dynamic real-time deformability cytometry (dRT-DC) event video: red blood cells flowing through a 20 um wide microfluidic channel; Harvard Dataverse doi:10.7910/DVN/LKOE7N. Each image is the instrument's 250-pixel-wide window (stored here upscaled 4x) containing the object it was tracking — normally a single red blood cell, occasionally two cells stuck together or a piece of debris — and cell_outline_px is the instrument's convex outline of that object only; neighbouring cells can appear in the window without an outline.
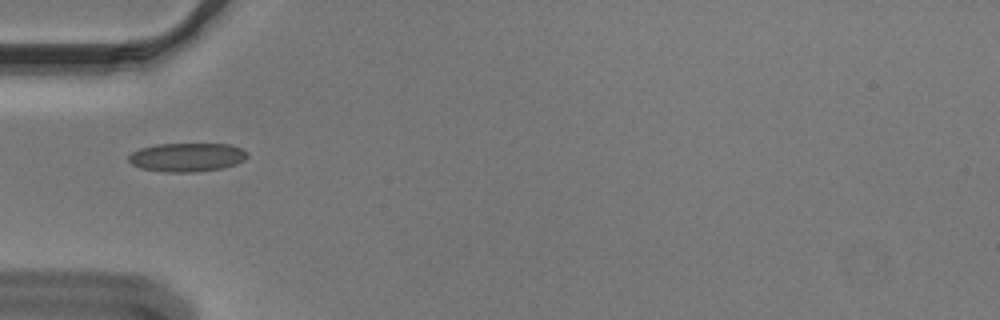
{"species": "Egyptian fruit bat (a non-hibernating species)", "species_latin": "Rousettus aegyptiacus", "temperature_condition": "cold", "stored_images_in_passage": 38, "segment_of_instrument_passage": [1, 2], "camera_frame_rate_fps": 3000, "um_per_image_px": 0.085, "animal": {"sex": "male"}, "frame": {"image": 1, "passage_image": 1, "time_ms": 0.0, "image_size_px": [1000, 320], "cell_outline_px": [[248, 156], [244, 160], [236, 164], [220, 168], [196, 172], [168, 172], [140, 168], [132, 164], [128, 160], [128, 156], [132, 152], [140, 148], [156, 144], [232, 144], [248, 152]], "centroid_in_image_um": [15.89, 13.36], "position_along_channel_um": 69.1, "area_um2": 19.88}}
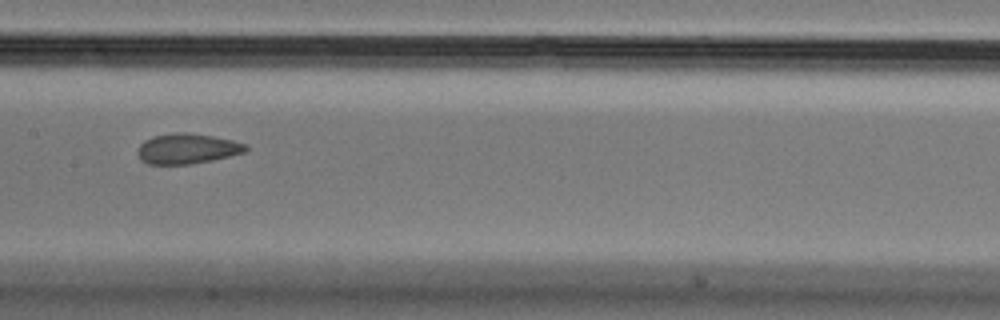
{"frame": {"image": 2, "passage_image": 11, "time_ms": 3.333, "image_size_px": [1000, 320], "cell_outline_px": [[248, 148], [244, 152], [212, 160], [192, 164], [148, 164], [140, 160], [136, 152], [140, 144], [144, 140], [152, 136], [176, 132], [184, 132], [212, 136], [232, 140], [248, 144]], "centroid_in_image_um": [15.87, 12.63], "position_along_channel_um": 191.5, "area_um2": 19.13}}
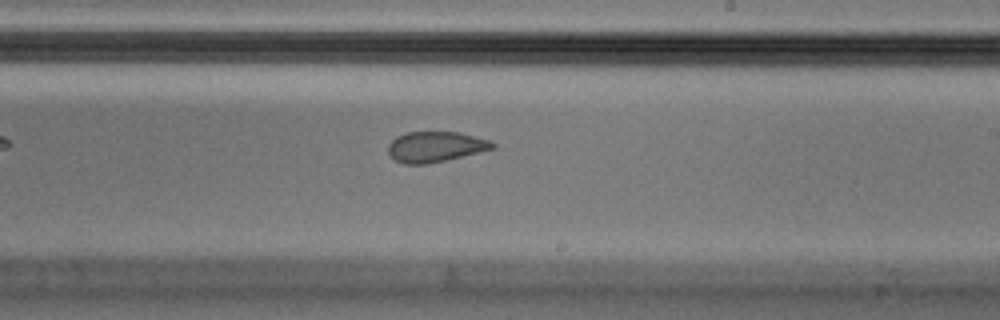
{"frame": {"image": 3, "passage_image": 16, "time_ms": 5.0, "image_size_px": [1000, 320], "cell_outline_px": [[496, 148], [480, 152], [428, 164], [404, 164], [396, 160], [388, 152], [388, 144], [396, 136], [408, 132], [460, 132], [488, 140], [496, 144]], "centroid_in_image_um": [37.01, 12.47], "position_along_channel_um": 252.0, "area_um2": 18.5}}